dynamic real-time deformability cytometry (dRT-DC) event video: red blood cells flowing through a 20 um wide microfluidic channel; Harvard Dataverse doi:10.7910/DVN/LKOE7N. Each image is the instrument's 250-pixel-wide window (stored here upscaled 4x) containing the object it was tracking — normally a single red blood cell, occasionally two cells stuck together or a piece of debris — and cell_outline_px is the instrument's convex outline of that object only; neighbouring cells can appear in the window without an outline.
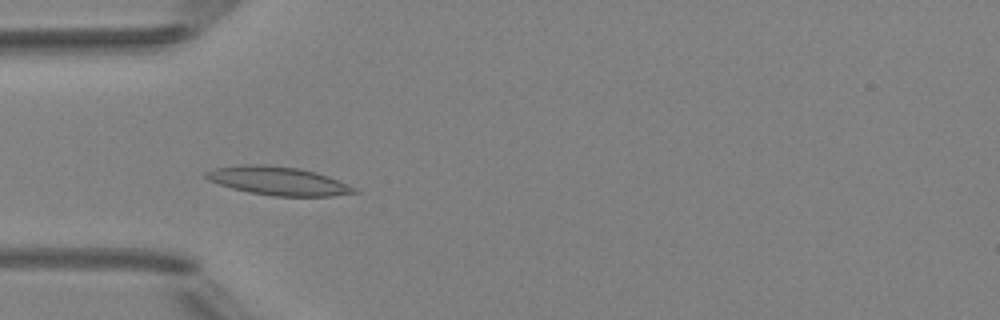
{"species": "Egyptian fruit bat (a non-hibernating species)", "species_latin": "Rousettus aegyptiacus", "temperature_condition": "room temperature", "stored_images_in_passage": 7, "camera_frame_rate_fps": 3000, "um_per_image_px": 0.085, "animal": {"sex": "female"}, "frame": {"image": 1, "passage_image": 5, "time_ms": 4.667, "image_size_px": [1000, 320], "cell_outline_px": [[360, 192], [332, 196], [272, 196], [248, 192], [232, 188], [208, 180], [204, 176], [204, 172], [216, 168], [244, 164], [260, 164], [300, 168], [316, 172], [328, 176], [356, 188]], "centroid_in_image_um": [23.64, 15.38], "position_along_channel_um": 61.4, "area_um2": 24.57}}
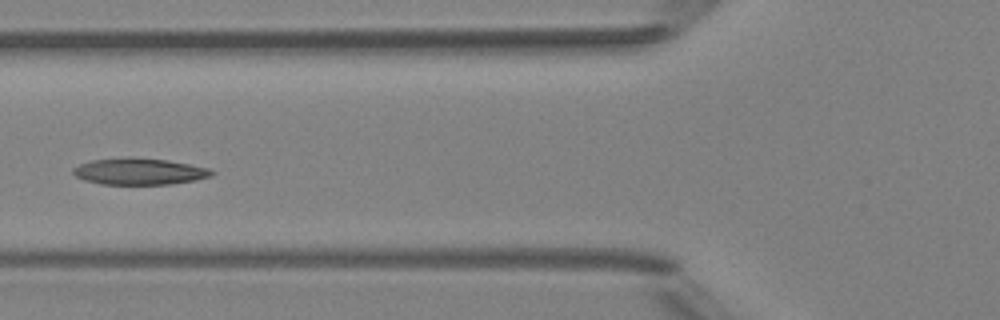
{"frame": {"image": 2, "passage_image": 6, "time_ms": 6.0, "image_size_px": [1000, 320], "cell_outline_px": [[216, 172], [212, 176], [196, 180], [172, 184], [100, 184], [84, 180], [76, 176], [72, 172], [72, 168], [88, 160], [168, 160], [212, 168]], "centroid_in_image_um": [11.91, 14.61], "position_along_channel_um": 113.9, "area_um2": 20.75}}
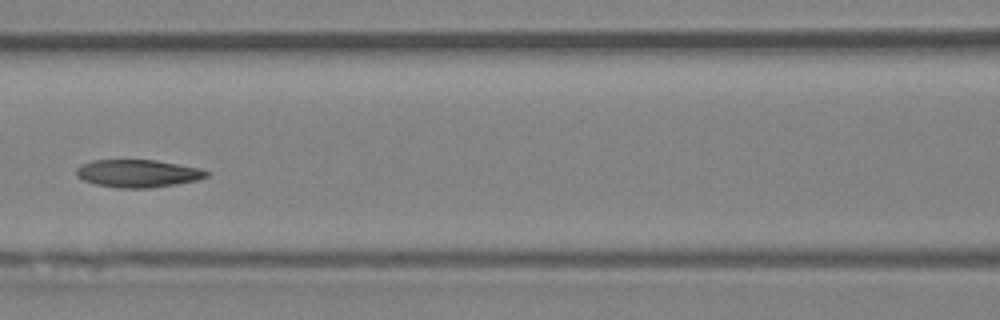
{"frame": {"image": 3, "passage_image": 7, "time_ms": 7.0, "image_size_px": [1000, 320], "cell_outline_px": [[212, 172], [208, 176], [196, 180], [176, 184], [152, 188], [116, 188], [96, 184], [84, 180], [76, 176], [76, 168], [80, 164], [92, 160], [156, 160], [200, 168]], "centroid_in_image_um": [11.72, 14.74], "position_along_channel_um": 154.9, "area_um2": 21.15}}